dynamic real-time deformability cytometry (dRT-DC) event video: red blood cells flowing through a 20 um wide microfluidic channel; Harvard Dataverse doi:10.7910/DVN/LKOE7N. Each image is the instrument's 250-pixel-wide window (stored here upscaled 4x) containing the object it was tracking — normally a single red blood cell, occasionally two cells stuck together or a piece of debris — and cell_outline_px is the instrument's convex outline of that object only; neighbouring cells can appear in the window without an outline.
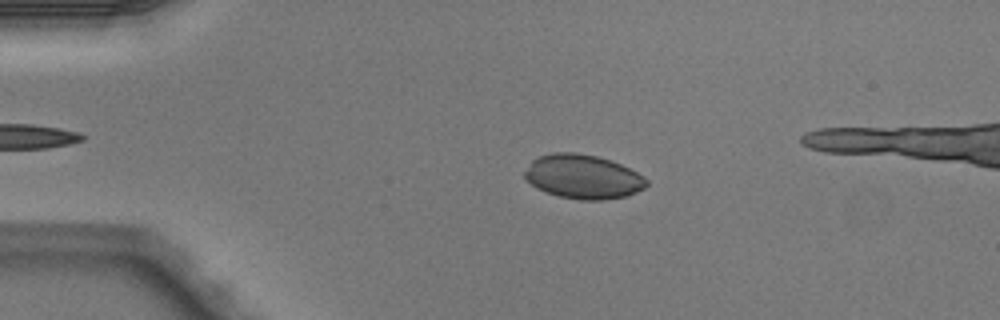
{"species": "Egyptian fruit bat (a non-hibernating species)", "species_latin": "Rousettus aegyptiacus", "temperature_condition": "warm", "stored_images_in_passage": 44, "camera_frame_rate_fps": 3000, "um_per_image_px": 0.085, "animal": {"sex": "male"}, "frame": {"image": 1, "passage_image": 11, "time_ms": 3.333, "image_size_px": [1000, 320], "cell_outline_px": [[648, 184], [644, 188], [628, 196], [604, 200], [580, 200], [560, 196], [544, 192], [536, 188], [524, 176], [524, 172], [532, 160], [540, 156], [552, 152], [576, 152], [596, 156], [612, 160], [644, 176], [648, 180]], "centroid_in_image_um": [49.56, 15.02], "position_along_channel_um": 35.4, "area_um2": 31.44}}
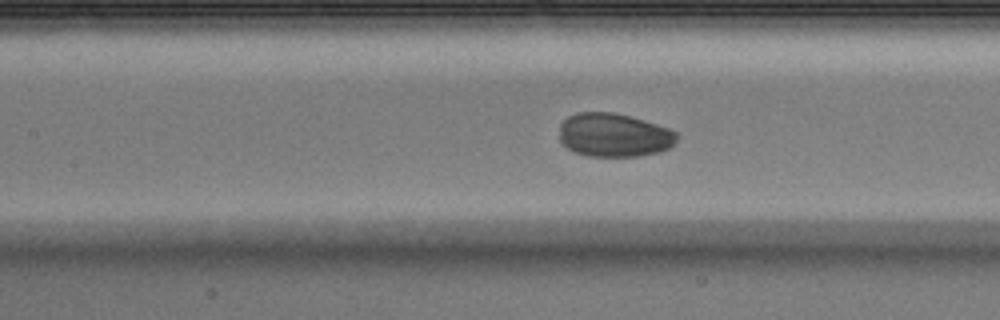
{"frame": {"image": 2, "passage_image": 23, "time_ms": 7.333, "image_size_px": [1000, 320], "cell_outline_px": [[676, 144], [660, 152], [640, 156], [588, 156], [576, 152], [568, 148], [560, 140], [560, 124], [568, 116], [576, 112], [612, 112], [644, 120], [668, 128], [676, 132]], "centroid_in_image_um": [52.19, 11.48], "position_along_channel_um": 155.2, "area_um2": 29.82}}
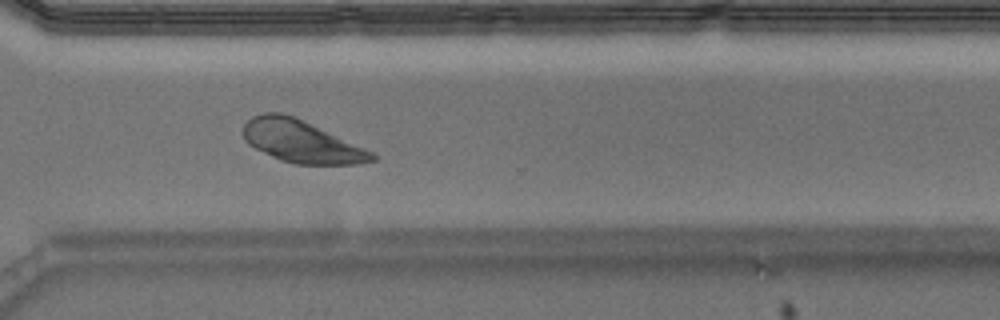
{"frame": {"image": 3, "passage_image": 37, "time_ms": 12.0, "image_size_px": [1000, 320], "cell_outline_px": [[380, 156], [376, 160], [356, 164], [292, 164], [280, 160], [248, 144], [244, 140], [244, 124], [252, 116], [264, 112], [280, 112], [292, 116], [364, 148]], "centroid_in_image_um": [25.6, 12.04], "position_along_channel_um": 345.0, "area_um2": 31.21}}